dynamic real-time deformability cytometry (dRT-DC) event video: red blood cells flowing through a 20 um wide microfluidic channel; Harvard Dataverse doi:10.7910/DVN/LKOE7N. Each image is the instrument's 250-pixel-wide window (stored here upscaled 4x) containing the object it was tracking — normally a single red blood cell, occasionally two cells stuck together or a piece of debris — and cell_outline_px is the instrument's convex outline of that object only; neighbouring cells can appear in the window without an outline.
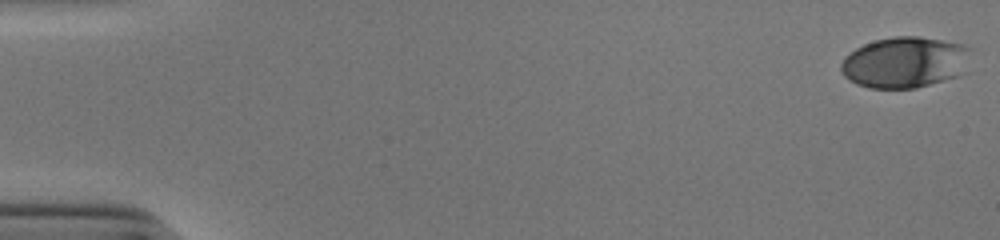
{"species": "human", "species_latin": "Homo sapiens", "temperature_condition": "cold", "stored_images_in_passage": 45, "camera_frame_rate_fps": 3000, "um_per_image_px": 0.085, "donor": {"sex": "male"}, "frame": {"image": 1, "passage_image": 1, "time_ms": 0.0, "image_size_px": [1000, 240], "cell_outline_px": [[972, 48], [956, 76], [916, 88], [868, 88], [856, 84], [844, 76], [840, 68], [840, 64], [844, 56], [856, 48], [864, 44], [876, 40], [896, 36], [916, 36], [964, 44]], "centroid_in_image_um": [76.82, 5.29], "position_along_channel_um": 8.2, "area_um2": 38.09}}
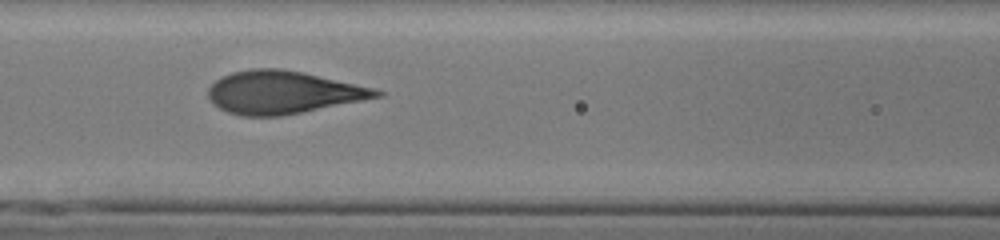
{"frame": {"image": 2, "passage_image": 24, "time_ms": 7.667, "image_size_px": [1000, 240], "cell_outline_px": [[384, 96], [280, 116], [240, 116], [228, 112], [220, 108], [208, 96], [208, 88], [216, 80], [232, 72], [252, 68], [280, 68], [304, 72], [376, 88], [384, 92]], "centroid_in_image_um": [24.08, 7.84], "position_along_channel_um": 142.5, "area_um2": 41.79}}
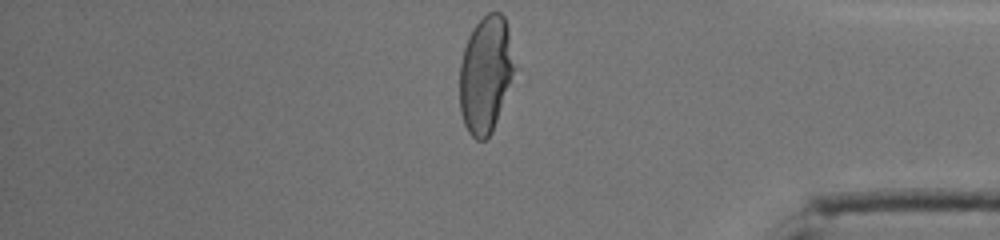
{"frame": {"image": 3, "passage_image": 45, "time_ms": 14.667, "image_size_px": [1000, 240], "cell_outline_px": [[520, 68], [492, 132], [484, 140], [476, 140], [468, 132], [464, 124], [460, 112], [460, 64], [464, 48], [468, 36], [472, 28], [488, 12], [500, 12], [504, 16], [508, 28]], "centroid_in_image_um": [41.36, 6.32], "position_along_channel_um": 393.8, "area_um2": 38.84}, "authors_computed_cell_mechanics": {"area_um2": 41.327, "velocity_mm_per_s": 3.9132, "shape_relaxation_time_tau1_ms": 4.4038, "shape_relaxation_time_tau2_ms": null, "deformation_change_tau1": 0.2259, "deformation_change_tau2": null}}